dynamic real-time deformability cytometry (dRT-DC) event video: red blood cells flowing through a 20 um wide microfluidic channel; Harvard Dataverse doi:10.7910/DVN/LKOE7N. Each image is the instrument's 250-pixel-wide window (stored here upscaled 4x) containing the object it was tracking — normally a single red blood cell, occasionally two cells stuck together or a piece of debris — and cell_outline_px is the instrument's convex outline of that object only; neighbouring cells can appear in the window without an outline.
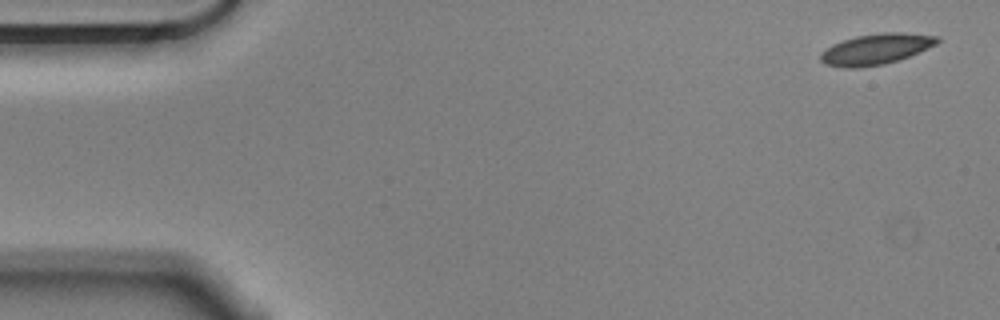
{"species": "Egyptian fruit bat (a non-hibernating species)", "species_latin": "Rousettus aegyptiacus", "temperature_condition": "cold", "stored_images_in_passage": 55, "camera_frame_rate_fps": 3000, "um_per_image_px": 0.085, "animal": {"sex": "male"}, "frame": {"image": 1, "passage_image": 1, "time_ms": 0.0, "image_size_px": [1000, 320], "cell_outline_px": [[940, 40], [936, 44], [928, 48], [900, 60], [884, 64], [860, 68], [844, 68], [824, 64], [820, 60], [820, 52], [832, 44], [856, 36], [880, 32], [900, 32], [940, 36]], "centroid_in_image_um": [74.45, 4.18], "position_along_channel_um": 10.6, "area_um2": 21.15}}
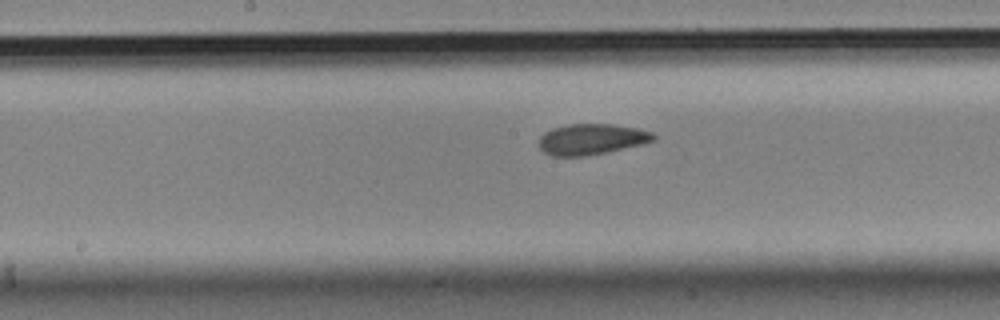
{"frame": {"image": 2, "passage_image": 27, "time_ms": 8.667, "image_size_px": [1000, 320], "cell_outline_px": [[656, 140], [644, 144], [584, 156], [552, 156], [544, 152], [536, 144], [540, 136], [544, 132], [552, 128], [568, 124], [612, 124], [640, 128], [652, 132], [656, 136]], "centroid_in_image_um": [50.27, 11.82], "position_along_channel_um": 197.9, "area_um2": 20.81}}
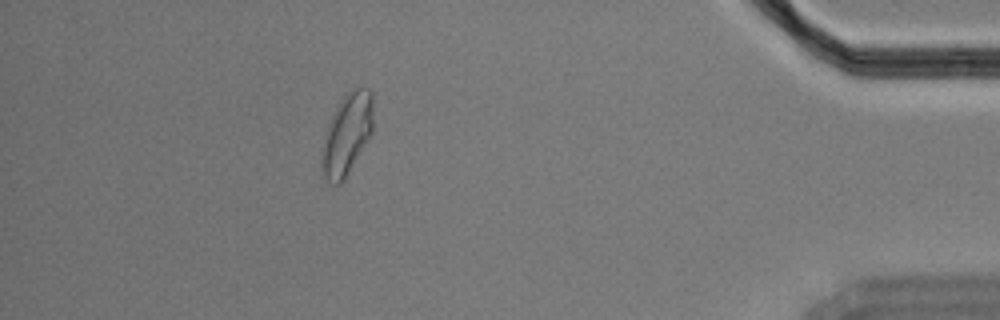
{"frame": {"image": 3, "passage_image": 49, "time_ms": 16.0, "image_size_px": [1000, 320], "cell_outline_px": [[372, 132], [344, 180], [340, 184], [328, 184], [324, 176], [324, 136], [328, 124], [336, 104], [348, 92], [356, 88], [368, 88], [372, 92]], "centroid_in_image_um": [29.51, 11.37], "position_along_channel_um": 405.7, "area_um2": 23.7}, "authors_computed_cell_mechanics": {"area_um2": 21.0392, "velocity_mm_per_s": 3.5268, "shape_relaxation_time_tau1_ms": 5.8039, "shape_relaxation_time_tau2_ms": 3.5876, "deformation_change_tau1": 0.1294, "deformation_change_tau2": 0.0718}}